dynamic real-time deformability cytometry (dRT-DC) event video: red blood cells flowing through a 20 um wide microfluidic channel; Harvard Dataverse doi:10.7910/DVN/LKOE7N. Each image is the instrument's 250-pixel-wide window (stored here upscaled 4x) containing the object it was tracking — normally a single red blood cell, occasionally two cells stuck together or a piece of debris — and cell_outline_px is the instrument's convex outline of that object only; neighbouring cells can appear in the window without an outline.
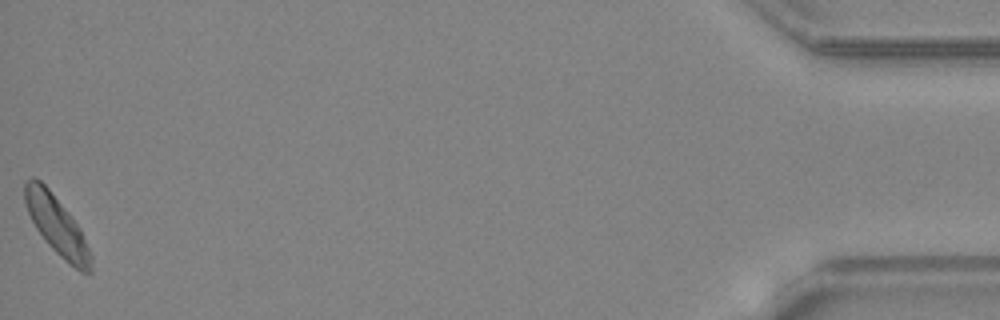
{"species": "common noctule bat (a hibernating species)", "species_latin": "Nyctalus noctula", "temperature_condition": "warm", "stored_images_in_passage": 43, "camera_frame_rate_fps": 3000, "um_per_image_px": 0.085, "animal": {"sex": "female", "body_mass_g": 24.6, "forearm_length_mm": 56.2}, "frame": {"image": 1, "passage_image": 43, "time_ms": 14.0, "image_size_px": [1000, 320], "cell_outline_px": [[92, 272], [80, 272], [64, 260], [48, 244], [36, 228], [28, 212], [24, 200], [24, 180], [32, 176], [40, 180], [48, 188], [68, 212], [80, 228], [92, 256]], "centroid_in_image_um": [4.82, 19.15], "position_along_channel_um": 430.4, "area_um2": 22.43}, "authors_computed_cell_mechanics": {"area_um2": 22.0796, "velocity_mm_per_s": 4.3307, "shape_relaxation_time_tau1_ms": 3.1304, "shape_relaxation_time_tau2_ms": null, "deformation_change_tau1": 0.1238, "deformation_change_tau2": null}}